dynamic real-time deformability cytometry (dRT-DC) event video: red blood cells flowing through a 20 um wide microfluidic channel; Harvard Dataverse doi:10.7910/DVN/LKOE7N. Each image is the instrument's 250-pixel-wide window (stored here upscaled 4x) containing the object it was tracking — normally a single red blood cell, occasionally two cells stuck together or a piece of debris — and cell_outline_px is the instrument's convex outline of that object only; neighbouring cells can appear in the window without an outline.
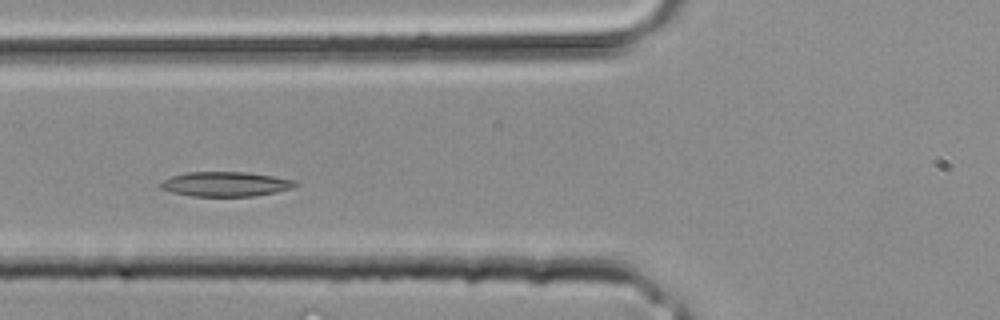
{"species": "common noctule bat (a hibernating species)", "species_latin": "Nyctalus noctula", "temperature_condition": "room temperature", "stored_images_in_passage": 28, "camera_frame_rate_fps": 3000, "um_per_image_px": 0.085, "animal": {"sex": "male", "body_mass_g": 20.4}, "frame": {"image": 1, "passage_image": 8, "time_ms": 2.333, "image_size_px": [1000, 320], "cell_outline_px": [[300, 184], [292, 188], [276, 192], [252, 196], [192, 196], [172, 192], [160, 188], [160, 184], [164, 180], [172, 176], [188, 172], [248, 172], [296, 180]], "centroid_in_image_um": [19.21, 15.64], "position_along_channel_um": 106.6, "area_um2": 19.31}}
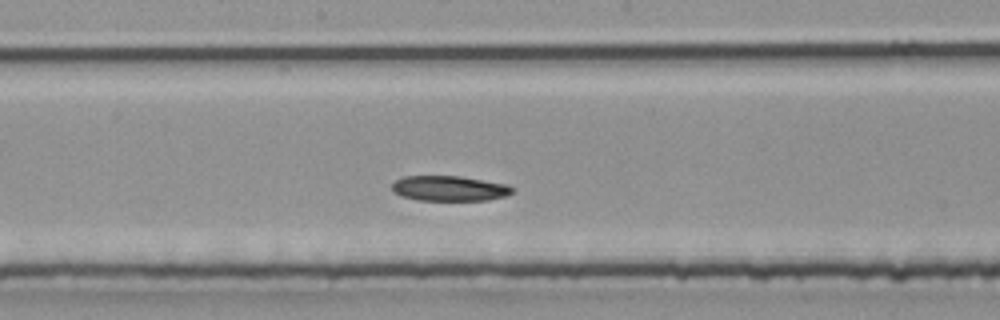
{"frame": {"image": 2, "passage_image": 13, "time_ms": 4.0, "image_size_px": [1000, 320], "cell_outline_px": [[516, 188], [512, 192], [504, 196], [488, 200], [416, 200], [400, 196], [392, 192], [392, 184], [396, 180], [404, 176], [460, 176], [508, 184]], "centroid_in_image_um": [38.19, 16.01], "position_along_channel_um": 210.0, "area_um2": 17.8}}
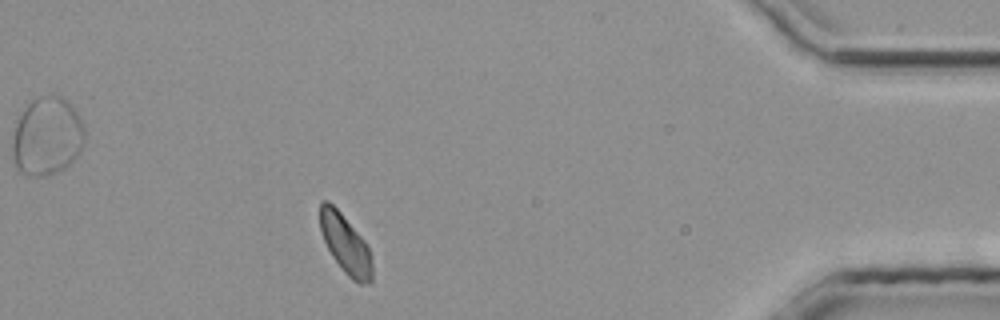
{"frame": {"image": 3, "passage_image": 25, "time_ms": 8.0, "image_size_px": [1000, 320], "cell_outline_px": [[372, 280], [368, 284], [360, 284], [352, 280], [344, 272], [332, 256], [324, 240], [320, 228], [320, 200], [328, 200], [340, 212], [368, 244], [372, 260]], "centroid_in_image_um": [29.38, 20.76], "position_along_channel_um": 405.8, "area_um2": 17.98}}